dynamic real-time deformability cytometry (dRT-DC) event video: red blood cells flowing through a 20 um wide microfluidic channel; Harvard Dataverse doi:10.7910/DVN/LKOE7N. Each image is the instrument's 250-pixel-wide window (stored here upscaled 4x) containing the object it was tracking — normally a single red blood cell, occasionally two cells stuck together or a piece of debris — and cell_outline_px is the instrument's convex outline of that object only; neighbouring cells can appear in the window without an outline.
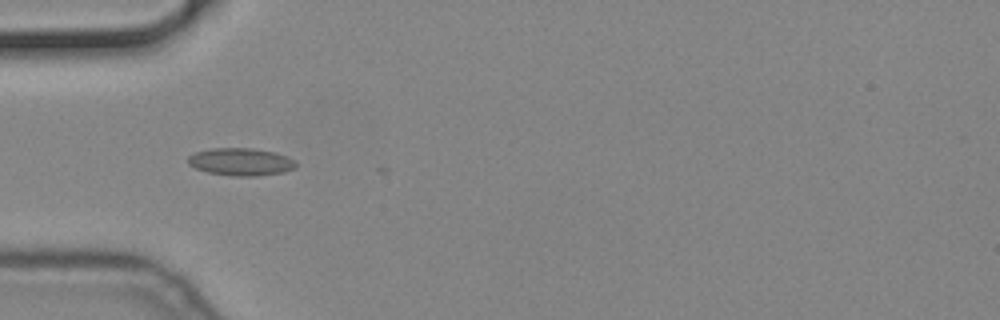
{"species": "common noctule bat (a hibernating species)", "species_latin": "Nyctalus noctula", "temperature_condition": "cold", "stored_images_in_passage": 9, "camera_frame_rate_fps": 3000, "um_per_image_px": 0.085, "animal": {"sex": "male", "body_mass_g": 19.2, "forearm_length_mm": 51.8}, "frame": {"image": 1, "passage_image": 6, "time_ms": 1.667, "image_size_px": [1000, 320], "cell_outline_px": [[296, 168], [284, 172], [256, 176], [232, 176], [208, 172], [196, 168], [188, 164], [188, 156], [196, 152], [212, 148], [252, 148], [276, 152], [292, 160], [296, 164]], "centroid_in_image_um": [20.46, 13.75], "position_along_channel_um": 64.5, "area_um2": 17.22}}